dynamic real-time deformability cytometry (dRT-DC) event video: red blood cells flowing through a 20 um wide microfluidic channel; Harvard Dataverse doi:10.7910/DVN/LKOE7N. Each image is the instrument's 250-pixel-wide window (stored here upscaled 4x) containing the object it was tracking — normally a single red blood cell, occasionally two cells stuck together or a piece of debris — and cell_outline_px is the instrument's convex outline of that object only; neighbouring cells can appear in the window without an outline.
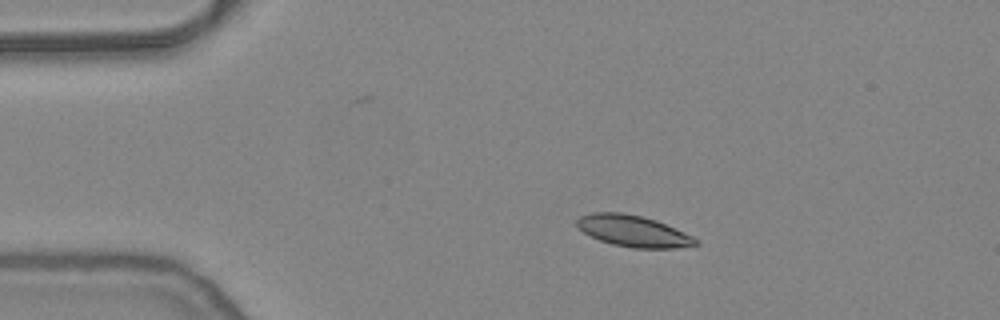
{"species": "common noctule bat (a hibernating species)", "species_latin": "Nyctalus noctula", "temperature_condition": "warm", "stored_images_in_passage": 17, "segment_of_instrument_passage": [2, 2], "camera_frame_rate_fps": 3000, "um_per_image_px": 0.085, "animal": {"sex": "female", "body_mass_g": 24.6, "forearm_length_mm": 56.2}, "frame": {"image": 1, "passage_image": 17, "time_ms": 5.333, "image_size_px": [1000, 320], "cell_outline_px": [[700, 244], [676, 248], [632, 248], [612, 244], [600, 240], [584, 232], [576, 224], [576, 220], [580, 216], [592, 212], [620, 212], [640, 216], [656, 220], [684, 232], [700, 240]], "centroid_in_image_um": [53.85, 19.64], "position_along_channel_um": 31.2, "area_um2": 21.62}}